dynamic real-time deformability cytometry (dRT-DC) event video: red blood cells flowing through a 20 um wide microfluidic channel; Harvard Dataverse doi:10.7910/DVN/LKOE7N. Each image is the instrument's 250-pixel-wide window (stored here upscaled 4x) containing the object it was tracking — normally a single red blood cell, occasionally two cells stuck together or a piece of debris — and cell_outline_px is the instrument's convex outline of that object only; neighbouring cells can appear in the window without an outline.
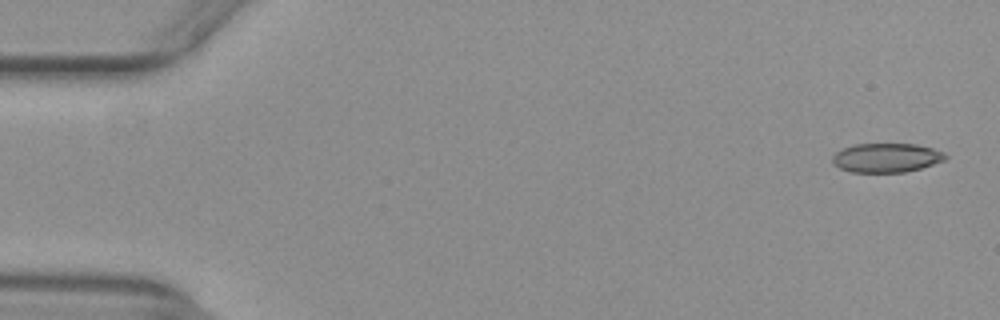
{"species": "common noctule bat (a hibernating species)", "species_latin": "Nyctalus noctula", "temperature_condition": "warm", "stored_images_in_passage": 53, "camera_frame_rate_fps": 3000, "um_per_image_px": 0.085, "animal": {"sex": "female", "body_mass_g": 29.2, "forearm_length_mm": 56.3}, "frame": {"image": 1, "passage_image": 2, "time_ms": 0.333, "image_size_px": [1000, 320], "cell_outline_px": [[948, 156], [944, 160], [920, 168], [904, 172], [852, 172], [840, 168], [832, 164], [832, 156], [836, 152], [852, 144], [916, 144], [932, 148], [944, 152]], "centroid_in_image_um": [75.32, 13.4], "position_along_channel_um": 9.7, "area_um2": 19.13}}
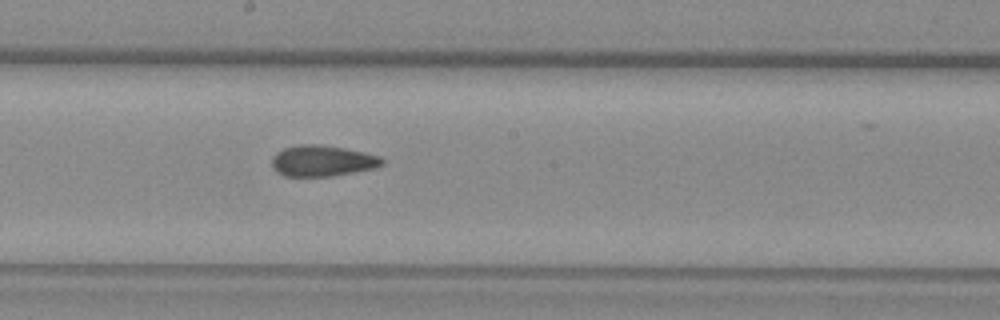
{"frame": {"image": 2, "passage_image": 29, "time_ms": 9.333, "image_size_px": [1000, 320], "cell_outline_px": [[384, 164], [376, 168], [332, 176], [284, 176], [276, 172], [272, 168], [272, 156], [276, 152], [284, 148], [300, 144], [316, 144], [344, 148], [364, 152], [380, 156], [384, 160]], "centroid_in_image_um": [27.39, 13.67], "position_along_channel_um": 220.8, "area_um2": 20.06}}
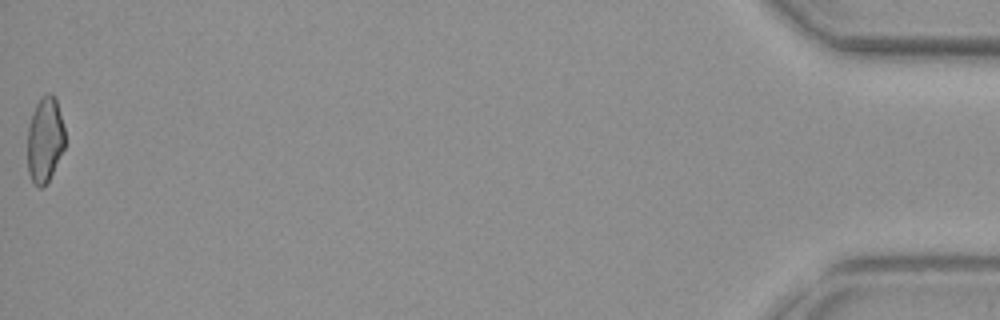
{"frame": {"image": 3, "passage_image": 53, "time_ms": 17.333, "image_size_px": [1000, 320], "cell_outline_px": [[64, 148], [44, 188], [36, 188], [28, 172], [28, 128], [32, 112], [40, 96], [48, 92], [52, 92], [56, 100], [64, 128]], "centroid_in_image_um": [3.8, 11.86], "position_along_channel_um": 431.4, "area_um2": 18.61}, "authors_computed_cell_mechanics": {"area_um2": 19.8832, "velocity_mm_per_s": 3.9439, "shape_relaxation_time_tau1_ms": null, "shape_relaxation_time_tau2_ms": 2.1463, "deformation_change_tau1": null, "deformation_change_tau2": 0.0936}}